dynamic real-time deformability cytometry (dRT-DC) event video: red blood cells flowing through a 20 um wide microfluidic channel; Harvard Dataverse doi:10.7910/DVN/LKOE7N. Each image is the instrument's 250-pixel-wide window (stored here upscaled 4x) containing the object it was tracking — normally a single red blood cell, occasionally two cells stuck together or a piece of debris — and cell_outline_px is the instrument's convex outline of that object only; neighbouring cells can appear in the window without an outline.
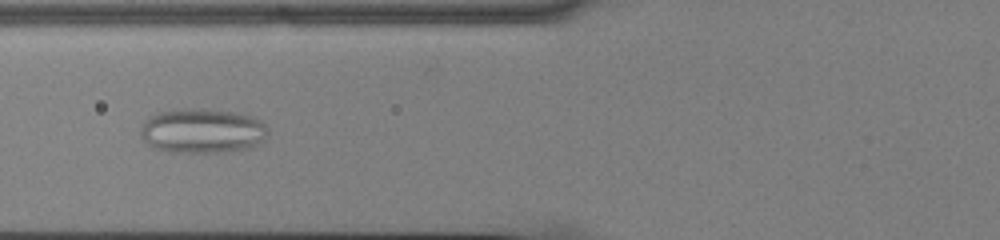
{"species": "common noctule bat (a hibernating species)", "species_latin": "Nyctalus noctula", "temperature_condition": "cold", "stored_images_in_passage": 49, "camera_frame_rate_fps": 3000, "um_per_image_px": 0.085, "animal": {"sex": "male", "body_mass_g": 13.0, "forearm_length_mm": 53.1}, "frame": {"image": 1, "passage_image": 16, "time_ms": 5.0, "image_size_px": [1000, 240], "cell_outline_px": [[268, 132], [264, 140], [260, 144], [248, 148], [220, 152], [172, 152], [152, 148], [140, 136], [140, 128], [144, 120], [152, 112], [184, 108], [204, 108], [236, 112], [252, 116], [260, 120], [264, 124]], "centroid_in_image_um": [17.15, 11.1], "position_along_channel_um": 108.6, "area_um2": 33.76}}
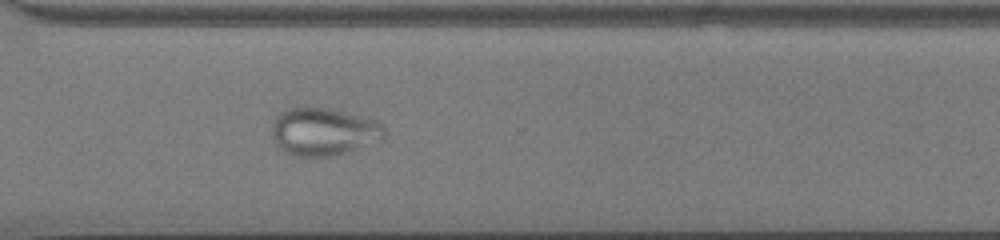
{"frame": {"image": 2, "passage_image": 35, "time_ms": 11.333, "image_size_px": [1000, 240], "cell_outline_px": [[384, 140], [332, 156], [296, 156], [280, 148], [276, 144], [272, 136], [272, 124], [276, 116], [280, 112], [296, 104], [304, 104], [328, 108], [376, 120], [384, 124]], "centroid_in_image_um": [27.48, 11.14], "position_along_channel_um": 343.1, "area_um2": 31.79}}
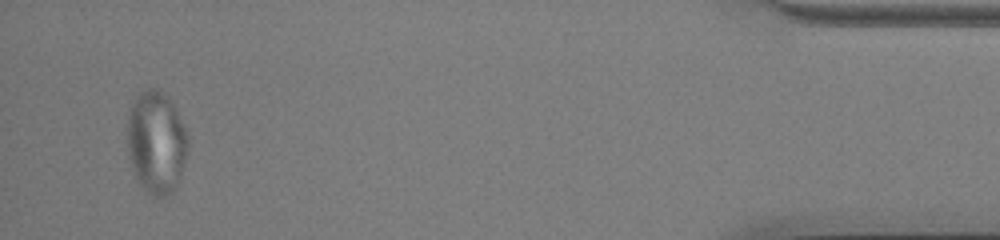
{"frame": {"image": 3, "passage_image": 47, "time_ms": 15.333, "image_size_px": [1000, 240], "cell_outline_px": [[188, 148], [180, 180], [176, 188], [172, 192], [164, 196], [152, 196], [140, 184], [132, 172], [128, 156], [128, 112], [136, 96], [144, 88], [156, 88], [164, 92], [172, 104], [184, 124], [188, 132]], "centroid_in_image_um": [13.29, 12.1], "position_along_channel_um": 421.9, "area_um2": 36.59}}